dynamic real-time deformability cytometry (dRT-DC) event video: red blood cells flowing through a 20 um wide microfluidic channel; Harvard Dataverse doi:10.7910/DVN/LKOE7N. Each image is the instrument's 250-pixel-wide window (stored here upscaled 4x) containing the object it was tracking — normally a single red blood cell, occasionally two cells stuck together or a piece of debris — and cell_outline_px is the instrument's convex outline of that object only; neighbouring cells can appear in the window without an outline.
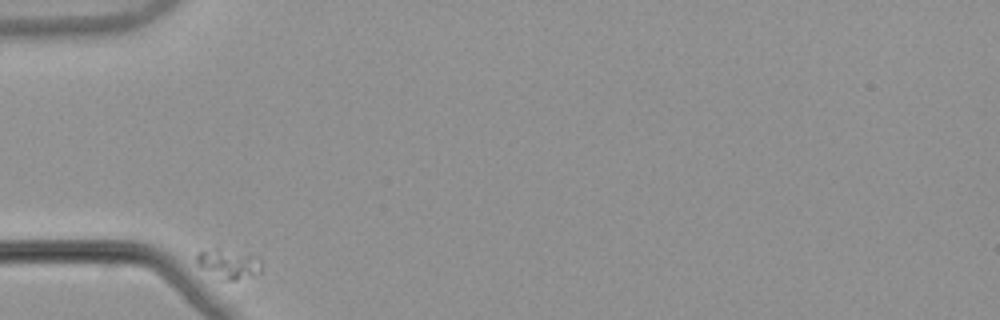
{"species": "common noctule bat (a hibernating species)", "species_latin": "Nyctalus noctula", "temperature_condition": "warm", "stored_images_in_passage": 37, "camera_frame_rate_fps": 3000, "um_per_image_px": 0.085, "animal": {"sex": "male", "body_mass_g": 21.5, "forearm_length_mm": 52.0}, "frame": {"image": 1, "passage_image": 1, "time_ms": 0.0, "image_size_px": [1000, 320], "cell_outline_px": [[260, 272], [236, 280], [220, 280], [204, 268], [196, 260], [196, 252], [216, 248], [256, 256], [260, 260]], "centroid_in_image_um": [19.41, 22.42], "position_along_channel_um": 65.6, "area_um2": 10.75}}